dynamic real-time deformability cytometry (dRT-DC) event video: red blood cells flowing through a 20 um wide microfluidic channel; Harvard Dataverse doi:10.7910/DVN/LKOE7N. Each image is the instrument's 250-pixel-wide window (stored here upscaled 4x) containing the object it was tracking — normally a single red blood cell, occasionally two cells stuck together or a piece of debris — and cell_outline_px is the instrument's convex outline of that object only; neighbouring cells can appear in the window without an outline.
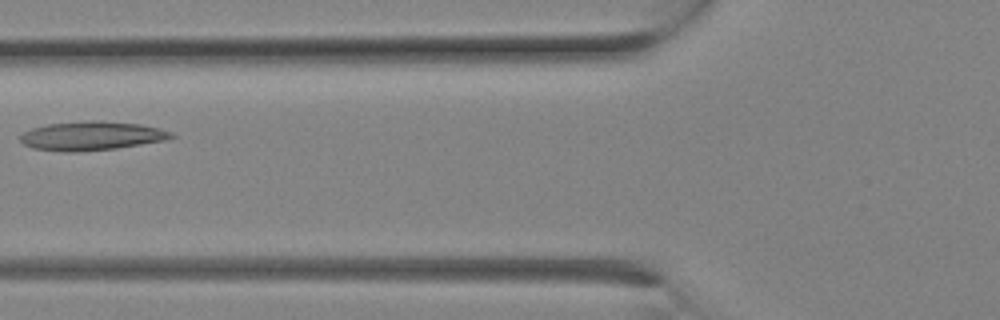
{"species": "Egyptian fruit bat (a non-hibernating species)", "species_latin": "Rousettus aegyptiacus", "temperature_condition": "room temperature", "stored_images_in_passage": 23, "camera_frame_rate_fps": 3000, "um_per_image_px": 0.085, "animal": {"sex": "female"}, "frame": {"image": 1, "passage_image": 8, "time_ms": 2.333, "image_size_px": [1000, 320], "cell_outline_px": [[176, 136], [164, 140], [116, 148], [76, 152], [60, 152], [32, 148], [24, 144], [20, 140], [20, 136], [24, 132], [32, 128], [48, 124], [88, 120], [96, 120], [140, 124], [160, 128], [172, 132]], "centroid_in_image_um": [7.77, 11.55], "position_along_channel_um": 118.0, "area_um2": 25.43}}
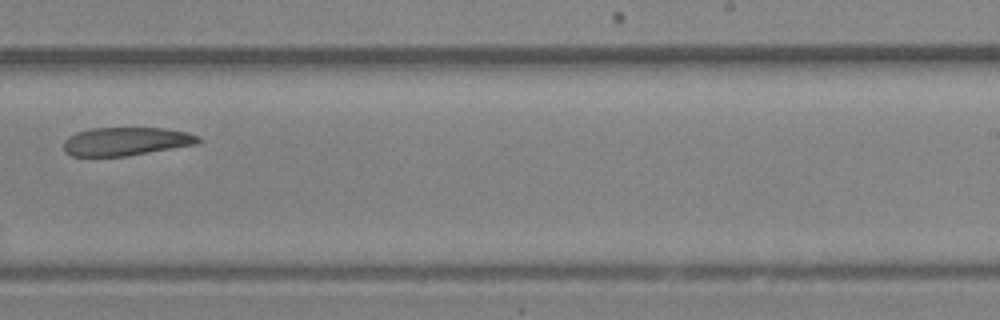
{"frame": {"image": 2, "passage_image": 14, "time_ms": 4.333, "image_size_px": [1000, 320], "cell_outline_px": [[200, 144], [124, 156], [72, 156], [64, 152], [64, 140], [68, 136], [76, 132], [88, 128], [164, 128], [188, 132], [200, 136]], "centroid_in_image_um": [10.72, 12.01], "position_along_channel_um": 278.3, "area_um2": 22.43}}
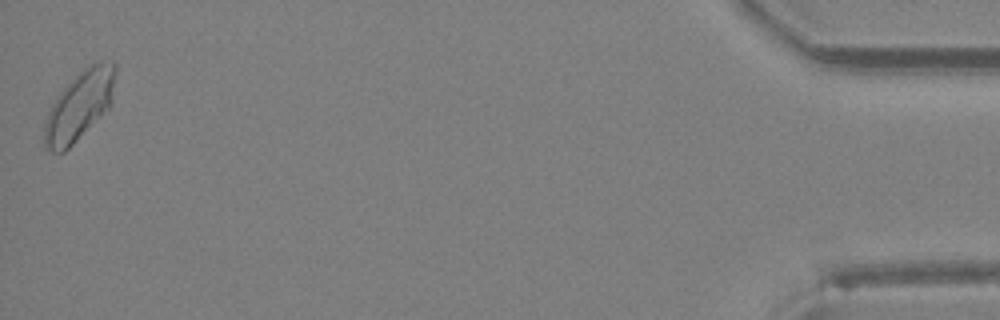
{"frame": {"image": 3, "passage_image": 23, "time_ms": 7.333, "image_size_px": [1000, 320], "cell_outline_px": [[116, 72], [112, 104], [64, 152], [52, 152], [44, 148], [44, 124], [48, 112], [56, 96], [88, 64], [100, 60], [116, 64]], "centroid_in_image_um": [6.75, 8.96], "position_along_channel_um": 428.4, "area_um2": 28.32}}